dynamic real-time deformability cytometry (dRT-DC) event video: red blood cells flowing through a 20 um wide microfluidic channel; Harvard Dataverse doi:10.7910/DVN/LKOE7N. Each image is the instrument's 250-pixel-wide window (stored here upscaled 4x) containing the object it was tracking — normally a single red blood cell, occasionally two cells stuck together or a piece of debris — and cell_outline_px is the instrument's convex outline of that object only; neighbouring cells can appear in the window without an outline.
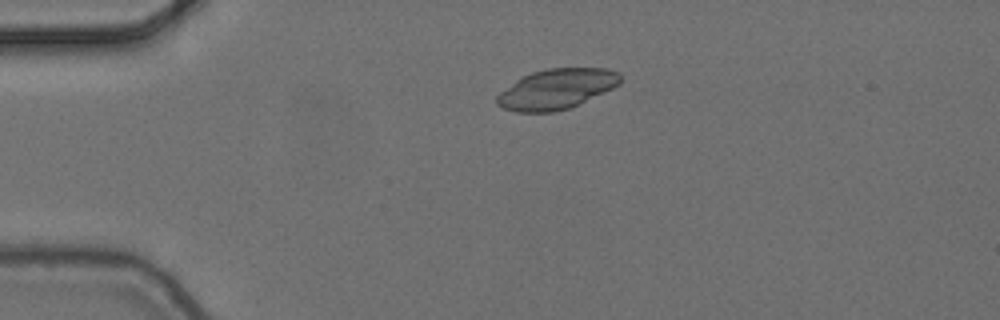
{"species": "common noctule bat (a hibernating species)", "species_latin": "Nyctalus noctula", "temperature_condition": "cold", "stored_images_in_passage": 4, "camera_frame_rate_fps": 3000, "um_per_image_px": 0.085, "animal": {"sex": "female", "body_mass_g": 24.6, "forearm_length_mm": 56.2}, "frame": {"image": 1, "passage_image": 3, "time_ms": 0.667, "image_size_px": [1000, 320], "cell_outline_px": [[620, 84], [572, 108], [552, 112], [516, 112], [504, 108], [496, 104], [496, 96], [500, 92], [516, 80], [532, 72], [548, 68], [608, 68], [620, 72]], "centroid_in_image_um": [47.32, 7.57], "position_along_channel_um": 37.7, "area_um2": 28.9}}